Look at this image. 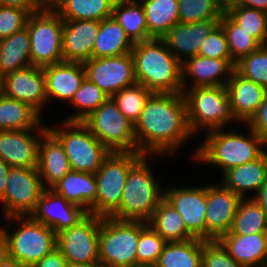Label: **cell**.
<instances>
[{
    "label": "cell",
    "instance_id": "cell-1",
    "mask_svg": "<svg viewBox=\"0 0 267 267\" xmlns=\"http://www.w3.org/2000/svg\"><path fill=\"white\" fill-rule=\"evenodd\" d=\"M134 135L139 153L178 158L196 139L189 130L183 94L153 93L134 124Z\"/></svg>",
    "mask_w": 267,
    "mask_h": 267
},
{
    "label": "cell",
    "instance_id": "cell-2",
    "mask_svg": "<svg viewBox=\"0 0 267 267\" xmlns=\"http://www.w3.org/2000/svg\"><path fill=\"white\" fill-rule=\"evenodd\" d=\"M201 135L204 138L189 153V162L193 159V163H200L202 167L206 165L210 170L218 169L220 175L230 168L258 159L267 150V142L245 124L215 129Z\"/></svg>",
    "mask_w": 267,
    "mask_h": 267
},
{
    "label": "cell",
    "instance_id": "cell-3",
    "mask_svg": "<svg viewBox=\"0 0 267 267\" xmlns=\"http://www.w3.org/2000/svg\"><path fill=\"white\" fill-rule=\"evenodd\" d=\"M153 157V159H152ZM163 155H144L129 171L122 191L120 206L110 215L121 220L148 223L159 202L164 198V181L154 174L151 161L165 159ZM153 169V170H152Z\"/></svg>",
    "mask_w": 267,
    "mask_h": 267
},
{
    "label": "cell",
    "instance_id": "cell-4",
    "mask_svg": "<svg viewBox=\"0 0 267 267\" xmlns=\"http://www.w3.org/2000/svg\"><path fill=\"white\" fill-rule=\"evenodd\" d=\"M131 54L137 83L153 93L183 92L182 63L174 57L162 38L134 43Z\"/></svg>",
    "mask_w": 267,
    "mask_h": 267
},
{
    "label": "cell",
    "instance_id": "cell-5",
    "mask_svg": "<svg viewBox=\"0 0 267 267\" xmlns=\"http://www.w3.org/2000/svg\"><path fill=\"white\" fill-rule=\"evenodd\" d=\"M182 94L189 130L196 138L200 132L241 125L233 114L225 86L187 88Z\"/></svg>",
    "mask_w": 267,
    "mask_h": 267
},
{
    "label": "cell",
    "instance_id": "cell-6",
    "mask_svg": "<svg viewBox=\"0 0 267 267\" xmlns=\"http://www.w3.org/2000/svg\"><path fill=\"white\" fill-rule=\"evenodd\" d=\"M4 219L6 254L23 266L32 267L56 248V233L43 223L34 221L30 216Z\"/></svg>",
    "mask_w": 267,
    "mask_h": 267
},
{
    "label": "cell",
    "instance_id": "cell-7",
    "mask_svg": "<svg viewBox=\"0 0 267 267\" xmlns=\"http://www.w3.org/2000/svg\"><path fill=\"white\" fill-rule=\"evenodd\" d=\"M55 123L47 128L62 144L71 170L95 174L111 151L82 122Z\"/></svg>",
    "mask_w": 267,
    "mask_h": 267
},
{
    "label": "cell",
    "instance_id": "cell-8",
    "mask_svg": "<svg viewBox=\"0 0 267 267\" xmlns=\"http://www.w3.org/2000/svg\"><path fill=\"white\" fill-rule=\"evenodd\" d=\"M144 156L139 152H111L94 174L97 181L96 201L91 214L110 216L119 206L130 169Z\"/></svg>",
    "mask_w": 267,
    "mask_h": 267
},
{
    "label": "cell",
    "instance_id": "cell-9",
    "mask_svg": "<svg viewBox=\"0 0 267 267\" xmlns=\"http://www.w3.org/2000/svg\"><path fill=\"white\" fill-rule=\"evenodd\" d=\"M139 221L102 217L99 263L105 267H137Z\"/></svg>",
    "mask_w": 267,
    "mask_h": 267
},
{
    "label": "cell",
    "instance_id": "cell-10",
    "mask_svg": "<svg viewBox=\"0 0 267 267\" xmlns=\"http://www.w3.org/2000/svg\"><path fill=\"white\" fill-rule=\"evenodd\" d=\"M82 123L111 152H138L134 124L109 97Z\"/></svg>",
    "mask_w": 267,
    "mask_h": 267
},
{
    "label": "cell",
    "instance_id": "cell-11",
    "mask_svg": "<svg viewBox=\"0 0 267 267\" xmlns=\"http://www.w3.org/2000/svg\"><path fill=\"white\" fill-rule=\"evenodd\" d=\"M64 21L55 10L41 9L28 16L31 64L45 67L63 61Z\"/></svg>",
    "mask_w": 267,
    "mask_h": 267
},
{
    "label": "cell",
    "instance_id": "cell-12",
    "mask_svg": "<svg viewBox=\"0 0 267 267\" xmlns=\"http://www.w3.org/2000/svg\"><path fill=\"white\" fill-rule=\"evenodd\" d=\"M6 181L0 199L1 217L29 216L46 189L37 167H11Z\"/></svg>",
    "mask_w": 267,
    "mask_h": 267
},
{
    "label": "cell",
    "instance_id": "cell-13",
    "mask_svg": "<svg viewBox=\"0 0 267 267\" xmlns=\"http://www.w3.org/2000/svg\"><path fill=\"white\" fill-rule=\"evenodd\" d=\"M102 216L88 214L76 226L56 234V247L71 266L99 263V233Z\"/></svg>",
    "mask_w": 267,
    "mask_h": 267
},
{
    "label": "cell",
    "instance_id": "cell-14",
    "mask_svg": "<svg viewBox=\"0 0 267 267\" xmlns=\"http://www.w3.org/2000/svg\"><path fill=\"white\" fill-rule=\"evenodd\" d=\"M174 185V186H173ZM164 186V199L182 217L187 230L195 237L206 241L207 184L197 185L175 182Z\"/></svg>",
    "mask_w": 267,
    "mask_h": 267
},
{
    "label": "cell",
    "instance_id": "cell-15",
    "mask_svg": "<svg viewBox=\"0 0 267 267\" xmlns=\"http://www.w3.org/2000/svg\"><path fill=\"white\" fill-rule=\"evenodd\" d=\"M86 78L109 97L136 83L131 53L113 57L91 58L83 62Z\"/></svg>",
    "mask_w": 267,
    "mask_h": 267
},
{
    "label": "cell",
    "instance_id": "cell-16",
    "mask_svg": "<svg viewBox=\"0 0 267 267\" xmlns=\"http://www.w3.org/2000/svg\"><path fill=\"white\" fill-rule=\"evenodd\" d=\"M2 87L3 95L29 104L42 117H45L48 99L45 74L41 67L30 65L6 74L3 77Z\"/></svg>",
    "mask_w": 267,
    "mask_h": 267
},
{
    "label": "cell",
    "instance_id": "cell-17",
    "mask_svg": "<svg viewBox=\"0 0 267 267\" xmlns=\"http://www.w3.org/2000/svg\"><path fill=\"white\" fill-rule=\"evenodd\" d=\"M241 199L218 180L207 184L206 241L218 240L230 231Z\"/></svg>",
    "mask_w": 267,
    "mask_h": 267
},
{
    "label": "cell",
    "instance_id": "cell-18",
    "mask_svg": "<svg viewBox=\"0 0 267 267\" xmlns=\"http://www.w3.org/2000/svg\"><path fill=\"white\" fill-rule=\"evenodd\" d=\"M88 214L85 209L67 201L52 189H45L29 216L57 234L64 229L76 226Z\"/></svg>",
    "mask_w": 267,
    "mask_h": 267
},
{
    "label": "cell",
    "instance_id": "cell-19",
    "mask_svg": "<svg viewBox=\"0 0 267 267\" xmlns=\"http://www.w3.org/2000/svg\"><path fill=\"white\" fill-rule=\"evenodd\" d=\"M47 130H0V158L11 167H37L40 139Z\"/></svg>",
    "mask_w": 267,
    "mask_h": 267
},
{
    "label": "cell",
    "instance_id": "cell-20",
    "mask_svg": "<svg viewBox=\"0 0 267 267\" xmlns=\"http://www.w3.org/2000/svg\"><path fill=\"white\" fill-rule=\"evenodd\" d=\"M235 63L234 60H221L198 55L188 58L181 67L183 89L226 86L235 70Z\"/></svg>",
    "mask_w": 267,
    "mask_h": 267
},
{
    "label": "cell",
    "instance_id": "cell-21",
    "mask_svg": "<svg viewBox=\"0 0 267 267\" xmlns=\"http://www.w3.org/2000/svg\"><path fill=\"white\" fill-rule=\"evenodd\" d=\"M45 74L48 105L69 104L86 78L83 63L61 61L42 67ZM64 102V103H63Z\"/></svg>",
    "mask_w": 267,
    "mask_h": 267
},
{
    "label": "cell",
    "instance_id": "cell-22",
    "mask_svg": "<svg viewBox=\"0 0 267 267\" xmlns=\"http://www.w3.org/2000/svg\"><path fill=\"white\" fill-rule=\"evenodd\" d=\"M63 61L83 63L92 58L100 21L63 20Z\"/></svg>",
    "mask_w": 267,
    "mask_h": 267
},
{
    "label": "cell",
    "instance_id": "cell-23",
    "mask_svg": "<svg viewBox=\"0 0 267 267\" xmlns=\"http://www.w3.org/2000/svg\"><path fill=\"white\" fill-rule=\"evenodd\" d=\"M219 24V20L178 23L163 37L168 49L181 63L198 55L206 36Z\"/></svg>",
    "mask_w": 267,
    "mask_h": 267
},
{
    "label": "cell",
    "instance_id": "cell-24",
    "mask_svg": "<svg viewBox=\"0 0 267 267\" xmlns=\"http://www.w3.org/2000/svg\"><path fill=\"white\" fill-rule=\"evenodd\" d=\"M221 184L241 198H252L267 180V150L256 160L225 171Z\"/></svg>",
    "mask_w": 267,
    "mask_h": 267
},
{
    "label": "cell",
    "instance_id": "cell-25",
    "mask_svg": "<svg viewBox=\"0 0 267 267\" xmlns=\"http://www.w3.org/2000/svg\"><path fill=\"white\" fill-rule=\"evenodd\" d=\"M234 116L245 124L262 103L266 88L233 71L226 84Z\"/></svg>",
    "mask_w": 267,
    "mask_h": 267
},
{
    "label": "cell",
    "instance_id": "cell-26",
    "mask_svg": "<svg viewBox=\"0 0 267 267\" xmlns=\"http://www.w3.org/2000/svg\"><path fill=\"white\" fill-rule=\"evenodd\" d=\"M37 170L46 189H50L71 170L62 144L49 130L40 139Z\"/></svg>",
    "mask_w": 267,
    "mask_h": 267
},
{
    "label": "cell",
    "instance_id": "cell-27",
    "mask_svg": "<svg viewBox=\"0 0 267 267\" xmlns=\"http://www.w3.org/2000/svg\"><path fill=\"white\" fill-rule=\"evenodd\" d=\"M218 241L244 267H267V233L224 234Z\"/></svg>",
    "mask_w": 267,
    "mask_h": 267
},
{
    "label": "cell",
    "instance_id": "cell-28",
    "mask_svg": "<svg viewBox=\"0 0 267 267\" xmlns=\"http://www.w3.org/2000/svg\"><path fill=\"white\" fill-rule=\"evenodd\" d=\"M96 186L94 173L70 170L50 189L91 214V206L96 201Z\"/></svg>",
    "mask_w": 267,
    "mask_h": 267
},
{
    "label": "cell",
    "instance_id": "cell-29",
    "mask_svg": "<svg viewBox=\"0 0 267 267\" xmlns=\"http://www.w3.org/2000/svg\"><path fill=\"white\" fill-rule=\"evenodd\" d=\"M47 122L29 104L0 96V130L48 129Z\"/></svg>",
    "mask_w": 267,
    "mask_h": 267
},
{
    "label": "cell",
    "instance_id": "cell-30",
    "mask_svg": "<svg viewBox=\"0 0 267 267\" xmlns=\"http://www.w3.org/2000/svg\"><path fill=\"white\" fill-rule=\"evenodd\" d=\"M134 43L113 16L100 21L92 58L113 57L131 53Z\"/></svg>",
    "mask_w": 267,
    "mask_h": 267
},
{
    "label": "cell",
    "instance_id": "cell-31",
    "mask_svg": "<svg viewBox=\"0 0 267 267\" xmlns=\"http://www.w3.org/2000/svg\"><path fill=\"white\" fill-rule=\"evenodd\" d=\"M30 65V35L27 27L0 39V73L3 77Z\"/></svg>",
    "mask_w": 267,
    "mask_h": 267
},
{
    "label": "cell",
    "instance_id": "cell-32",
    "mask_svg": "<svg viewBox=\"0 0 267 267\" xmlns=\"http://www.w3.org/2000/svg\"><path fill=\"white\" fill-rule=\"evenodd\" d=\"M145 13L148 35L162 38L179 23L178 0H138Z\"/></svg>",
    "mask_w": 267,
    "mask_h": 267
},
{
    "label": "cell",
    "instance_id": "cell-33",
    "mask_svg": "<svg viewBox=\"0 0 267 267\" xmlns=\"http://www.w3.org/2000/svg\"><path fill=\"white\" fill-rule=\"evenodd\" d=\"M203 239L167 242L154 267H201Z\"/></svg>",
    "mask_w": 267,
    "mask_h": 267
},
{
    "label": "cell",
    "instance_id": "cell-34",
    "mask_svg": "<svg viewBox=\"0 0 267 267\" xmlns=\"http://www.w3.org/2000/svg\"><path fill=\"white\" fill-rule=\"evenodd\" d=\"M112 16L133 43L151 38L148 35L144 9L138 0H116Z\"/></svg>",
    "mask_w": 267,
    "mask_h": 267
},
{
    "label": "cell",
    "instance_id": "cell-35",
    "mask_svg": "<svg viewBox=\"0 0 267 267\" xmlns=\"http://www.w3.org/2000/svg\"><path fill=\"white\" fill-rule=\"evenodd\" d=\"M148 223L166 242H181L195 238L187 230L177 210L164 198L159 202Z\"/></svg>",
    "mask_w": 267,
    "mask_h": 267
},
{
    "label": "cell",
    "instance_id": "cell-36",
    "mask_svg": "<svg viewBox=\"0 0 267 267\" xmlns=\"http://www.w3.org/2000/svg\"><path fill=\"white\" fill-rule=\"evenodd\" d=\"M116 0H63L55 9L63 20L101 21L112 16Z\"/></svg>",
    "mask_w": 267,
    "mask_h": 267
},
{
    "label": "cell",
    "instance_id": "cell-37",
    "mask_svg": "<svg viewBox=\"0 0 267 267\" xmlns=\"http://www.w3.org/2000/svg\"><path fill=\"white\" fill-rule=\"evenodd\" d=\"M267 233V214L252 198H242L227 234Z\"/></svg>",
    "mask_w": 267,
    "mask_h": 267
},
{
    "label": "cell",
    "instance_id": "cell-38",
    "mask_svg": "<svg viewBox=\"0 0 267 267\" xmlns=\"http://www.w3.org/2000/svg\"><path fill=\"white\" fill-rule=\"evenodd\" d=\"M108 98L109 96L95 83L85 78L80 88L75 92L71 102L68 104L71 106V110L74 111L65 116L63 121L82 122Z\"/></svg>",
    "mask_w": 267,
    "mask_h": 267
},
{
    "label": "cell",
    "instance_id": "cell-39",
    "mask_svg": "<svg viewBox=\"0 0 267 267\" xmlns=\"http://www.w3.org/2000/svg\"><path fill=\"white\" fill-rule=\"evenodd\" d=\"M219 25L225 32L228 49L235 62L243 56L255 52L261 46L254 37L236 24L225 12L219 20Z\"/></svg>",
    "mask_w": 267,
    "mask_h": 267
},
{
    "label": "cell",
    "instance_id": "cell-40",
    "mask_svg": "<svg viewBox=\"0 0 267 267\" xmlns=\"http://www.w3.org/2000/svg\"><path fill=\"white\" fill-rule=\"evenodd\" d=\"M166 243L149 223L139 221L137 267H154Z\"/></svg>",
    "mask_w": 267,
    "mask_h": 267
},
{
    "label": "cell",
    "instance_id": "cell-41",
    "mask_svg": "<svg viewBox=\"0 0 267 267\" xmlns=\"http://www.w3.org/2000/svg\"><path fill=\"white\" fill-rule=\"evenodd\" d=\"M225 13L261 45H267L266 12L243 6H234Z\"/></svg>",
    "mask_w": 267,
    "mask_h": 267
},
{
    "label": "cell",
    "instance_id": "cell-42",
    "mask_svg": "<svg viewBox=\"0 0 267 267\" xmlns=\"http://www.w3.org/2000/svg\"><path fill=\"white\" fill-rule=\"evenodd\" d=\"M152 94V91L136 82L116 92L111 98L125 117L135 124Z\"/></svg>",
    "mask_w": 267,
    "mask_h": 267
},
{
    "label": "cell",
    "instance_id": "cell-43",
    "mask_svg": "<svg viewBox=\"0 0 267 267\" xmlns=\"http://www.w3.org/2000/svg\"><path fill=\"white\" fill-rule=\"evenodd\" d=\"M179 23L220 20L223 11L214 0H178Z\"/></svg>",
    "mask_w": 267,
    "mask_h": 267
},
{
    "label": "cell",
    "instance_id": "cell-44",
    "mask_svg": "<svg viewBox=\"0 0 267 267\" xmlns=\"http://www.w3.org/2000/svg\"><path fill=\"white\" fill-rule=\"evenodd\" d=\"M235 71L267 89V45L240 58L235 63Z\"/></svg>",
    "mask_w": 267,
    "mask_h": 267
},
{
    "label": "cell",
    "instance_id": "cell-45",
    "mask_svg": "<svg viewBox=\"0 0 267 267\" xmlns=\"http://www.w3.org/2000/svg\"><path fill=\"white\" fill-rule=\"evenodd\" d=\"M198 56L221 60H233L223 28L218 24L200 46Z\"/></svg>",
    "mask_w": 267,
    "mask_h": 267
},
{
    "label": "cell",
    "instance_id": "cell-46",
    "mask_svg": "<svg viewBox=\"0 0 267 267\" xmlns=\"http://www.w3.org/2000/svg\"><path fill=\"white\" fill-rule=\"evenodd\" d=\"M201 267H244L237 263L218 240L203 242Z\"/></svg>",
    "mask_w": 267,
    "mask_h": 267
},
{
    "label": "cell",
    "instance_id": "cell-47",
    "mask_svg": "<svg viewBox=\"0 0 267 267\" xmlns=\"http://www.w3.org/2000/svg\"><path fill=\"white\" fill-rule=\"evenodd\" d=\"M29 14L20 8L0 5V39L26 27Z\"/></svg>",
    "mask_w": 267,
    "mask_h": 267
},
{
    "label": "cell",
    "instance_id": "cell-48",
    "mask_svg": "<svg viewBox=\"0 0 267 267\" xmlns=\"http://www.w3.org/2000/svg\"><path fill=\"white\" fill-rule=\"evenodd\" d=\"M245 125L267 142V89L262 103Z\"/></svg>",
    "mask_w": 267,
    "mask_h": 267
},
{
    "label": "cell",
    "instance_id": "cell-49",
    "mask_svg": "<svg viewBox=\"0 0 267 267\" xmlns=\"http://www.w3.org/2000/svg\"><path fill=\"white\" fill-rule=\"evenodd\" d=\"M71 265L64 258L63 254L56 247L32 267H70Z\"/></svg>",
    "mask_w": 267,
    "mask_h": 267
},
{
    "label": "cell",
    "instance_id": "cell-50",
    "mask_svg": "<svg viewBox=\"0 0 267 267\" xmlns=\"http://www.w3.org/2000/svg\"><path fill=\"white\" fill-rule=\"evenodd\" d=\"M1 6L16 7L25 10L29 15L41 10L33 0H0Z\"/></svg>",
    "mask_w": 267,
    "mask_h": 267
},
{
    "label": "cell",
    "instance_id": "cell-51",
    "mask_svg": "<svg viewBox=\"0 0 267 267\" xmlns=\"http://www.w3.org/2000/svg\"><path fill=\"white\" fill-rule=\"evenodd\" d=\"M254 201L264 210L267 214V180L260 187L257 193L252 197Z\"/></svg>",
    "mask_w": 267,
    "mask_h": 267
},
{
    "label": "cell",
    "instance_id": "cell-52",
    "mask_svg": "<svg viewBox=\"0 0 267 267\" xmlns=\"http://www.w3.org/2000/svg\"><path fill=\"white\" fill-rule=\"evenodd\" d=\"M237 6H243L267 13V0H238Z\"/></svg>",
    "mask_w": 267,
    "mask_h": 267
},
{
    "label": "cell",
    "instance_id": "cell-53",
    "mask_svg": "<svg viewBox=\"0 0 267 267\" xmlns=\"http://www.w3.org/2000/svg\"><path fill=\"white\" fill-rule=\"evenodd\" d=\"M11 166L0 158V199L4 196L7 174Z\"/></svg>",
    "mask_w": 267,
    "mask_h": 267
},
{
    "label": "cell",
    "instance_id": "cell-54",
    "mask_svg": "<svg viewBox=\"0 0 267 267\" xmlns=\"http://www.w3.org/2000/svg\"><path fill=\"white\" fill-rule=\"evenodd\" d=\"M40 9L55 10L63 0H33Z\"/></svg>",
    "mask_w": 267,
    "mask_h": 267
},
{
    "label": "cell",
    "instance_id": "cell-55",
    "mask_svg": "<svg viewBox=\"0 0 267 267\" xmlns=\"http://www.w3.org/2000/svg\"><path fill=\"white\" fill-rule=\"evenodd\" d=\"M0 267H25L15 258L8 256L6 253L0 258Z\"/></svg>",
    "mask_w": 267,
    "mask_h": 267
},
{
    "label": "cell",
    "instance_id": "cell-56",
    "mask_svg": "<svg viewBox=\"0 0 267 267\" xmlns=\"http://www.w3.org/2000/svg\"><path fill=\"white\" fill-rule=\"evenodd\" d=\"M223 12L231 7L237 6L238 0H214Z\"/></svg>",
    "mask_w": 267,
    "mask_h": 267
},
{
    "label": "cell",
    "instance_id": "cell-57",
    "mask_svg": "<svg viewBox=\"0 0 267 267\" xmlns=\"http://www.w3.org/2000/svg\"><path fill=\"white\" fill-rule=\"evenodd\" d=\"M6 253L4 225H0V258Z\"/></svg>",
    "mask_w": 267,
    "mask_h": 267
},
{
    "label": "cell",
    "instance_id": "cell-58",
    "mask_svg": "<svg viewBox=\"0 0 267 267\" xmlns=\"http://www.w3.org/2000/svg\"><path fill=\"white\" fill-rule=\"evenodd\" d=\"M70 267H105V266L102 265L101 263H96L93 265H81V266H70Z\"/></svg>",
    "mask_w": 267,
    "mask_h": 267
},
{
    "label": "cell",
    "instance_id": "cell-59",
    "mask_svg": "<svg viewBox=\"0 0 267 267\" xmlns=\"http://www.w3.org/2000/svg\"><path fill=\"white\" fill-rule=\"evenodd\" d=\"M3 76L0 73V96L3 94Z\"/></svg>",
    "mask_w": 267,
    "mask_h": 267
}]
</instances>
